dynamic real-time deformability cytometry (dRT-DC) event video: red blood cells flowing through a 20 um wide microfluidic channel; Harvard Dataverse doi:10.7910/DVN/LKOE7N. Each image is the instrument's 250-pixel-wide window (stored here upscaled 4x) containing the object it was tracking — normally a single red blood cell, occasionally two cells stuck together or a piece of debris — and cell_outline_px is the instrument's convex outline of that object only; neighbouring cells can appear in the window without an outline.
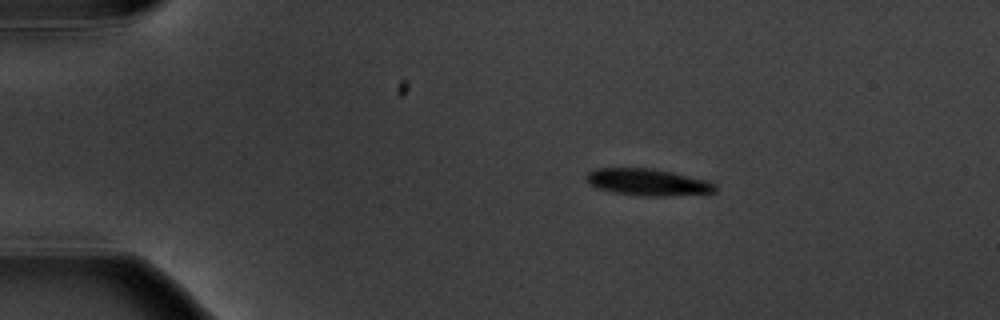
{"species": "common noctule bat (a hibernating species)", "species_latin": "Nyctalus noctula", "temperature_condition": "warm", "stored_images_in_passage": 5, "camera_frame_rate_fps": 3000, "um_per_image_px": 0.085, "animal": {"sex": "male", "body_mass_g": 20.1, "forearm_length_mm": 53.5}, "frame": {"image": 1, "passage_image": 3, "time_ms": 2.333, "image_size_px": [1000, 320], "cell_outline_px": [[716, 192], [656, 196], [644, 196], [612, 192], [596, 188], [588, 184], [588, 172], [596, 168], [652, 168], [672, 172], [708, 180], [716, 184]], "centroid_in_image_um": [55.05, 15.48], "position_along_channel_um": 29.9, "area_um2": 20.0}}